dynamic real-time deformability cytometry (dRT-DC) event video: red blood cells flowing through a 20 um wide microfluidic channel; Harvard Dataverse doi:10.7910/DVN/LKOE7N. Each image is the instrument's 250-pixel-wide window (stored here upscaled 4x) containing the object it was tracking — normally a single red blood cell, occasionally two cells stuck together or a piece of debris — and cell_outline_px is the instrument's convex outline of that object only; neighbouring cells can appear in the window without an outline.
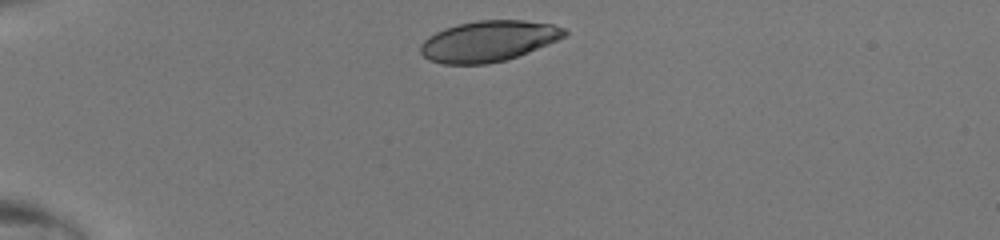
{"species": "human", "species_latin": "Homo sapiens", "temperature_condition": "room temperature", "stored_images_in_passage": 36, "camera_frame_rate_fps": 3000, "um_per_image_px": 0.085, "donor": {"sex": "male"}, "frame": {"image": 1, "passage_image": 1, "time_ms": 0.0, "image_size_px": [1000, 240], "cell_outline_px": [[568, 32], [564, 36], [548, 44], [528, 52], [504, 60], [488, 64], [444, 64], [428, 60], [420, 52], [420, 44], [428, 36], [444, 28], [476, 20], [524, 20], [552, 24], [564, 28]], "centroid_in_image_um": [41.49, 3.49], "position_along_channel_um": 43.5, "area_um2": 34.1}}
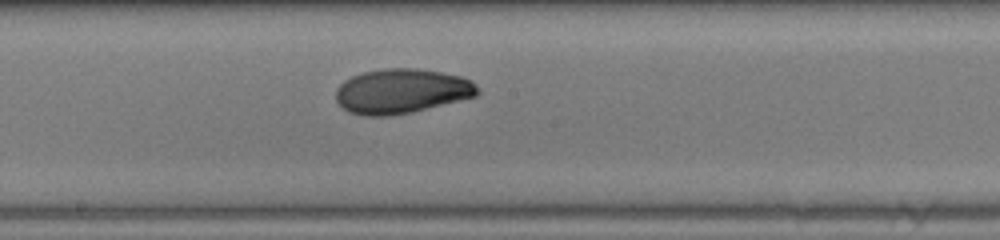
{"frame": {"image": 2, "passage_image": 16, "time_ms": 5.0, "image_size_px": [1000, 240], "cell_outline_px": [[480, 92], [476, 96], [412, 112], [388, 116], [364, 116], [348, 112], [336, 100], [336, 88], [344, 80], [352, 76], [364, 72], [384, 68], [416, 68], [440, 72], [460, 76], [472, 80], [480, 88]], "centroid_in_image_um": [34.14, 7.75], "position_along_channel_um": 214.1, "area_um2": 36.99}}
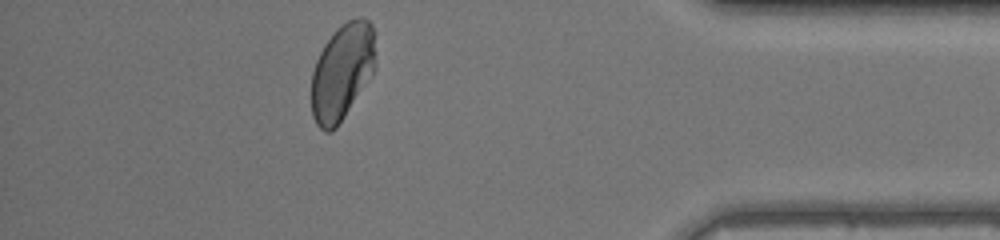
{"frame": {"image": 3, "passage_image": 31, "time_ms": 10.0, "image_size_px": [1000, 240], "cell_outline_px": [[376, 68], [372, 76], [336, 128], [332, 132], [324, 132], [316, 124], [312, 116], [312, 72], [316, 60], [324, 44], [336, 28], [340, 24], [348, 20], [360, 16], [364, 16], [372, 24], [376, 32]], "centroid_in_image_um": [29.12, 6.06], "position_along_channel_um": 406.1, "area_um2": 36.82}}